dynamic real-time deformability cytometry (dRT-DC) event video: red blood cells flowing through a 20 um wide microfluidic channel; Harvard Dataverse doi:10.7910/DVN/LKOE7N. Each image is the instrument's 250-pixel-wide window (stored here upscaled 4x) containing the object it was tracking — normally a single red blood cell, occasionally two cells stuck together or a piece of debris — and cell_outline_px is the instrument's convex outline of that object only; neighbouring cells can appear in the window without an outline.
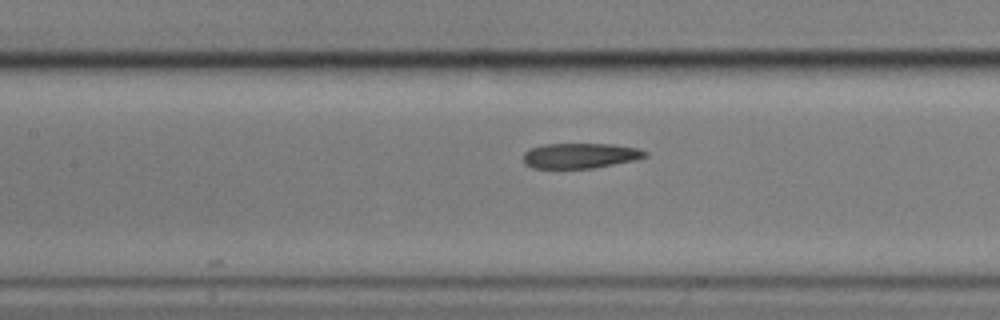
{"species": "common noctule bat (a hibernating species)", "species_latin": "Nyctalus noctula", "temperature_condition": "cold", "stored_images_in_passage": 4, "camera_frame_rate_fps": 3000, "um_per_image_px": 0.085, "animal": {"sex": "male", "body_mass_g": 17.9}, "frame": {"image": 1, "passage_image": 4, "time_ms": 4.667, "image_size_px": [1000, 320], "cell_outline_px": [[648, 156], [636, 160], [592, 168], [532, 168], [524, 164], [524, 152], [528, 148], [544, 144], [612, 144], [636, 148], [648, 152]], "centroid_in_image_um": [49.3, 13.23], "position_along_channel_um": 158.1, "area_um2": 17.98}}